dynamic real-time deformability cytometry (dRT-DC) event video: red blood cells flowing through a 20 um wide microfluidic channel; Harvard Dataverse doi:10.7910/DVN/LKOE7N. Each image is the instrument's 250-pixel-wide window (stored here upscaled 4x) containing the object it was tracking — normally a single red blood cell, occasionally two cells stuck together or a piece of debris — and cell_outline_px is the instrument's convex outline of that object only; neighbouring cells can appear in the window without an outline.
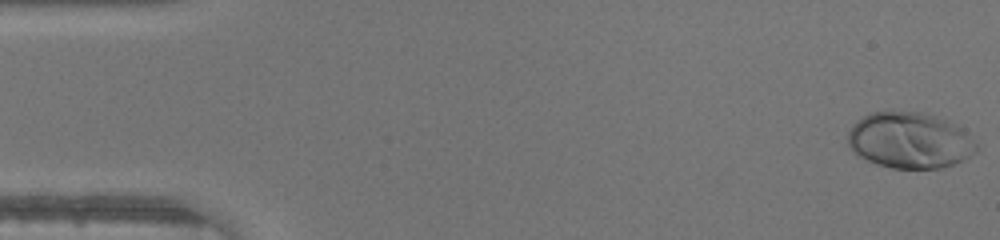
{"species": "human", "species_latin": "Homo sapiens", "temperature_condition": "warm", "stored_images_in_passage": 46, "camera_frame_rate_fps": 3000, "um_per_image_px": 0.085, "donor": {"sex": "male"}, "frame": {"image": 1, "passage_image": 1, "time_ms": 0.0, "image_size_px": [1000, 240], "cell_outline_px": [[976, 152], [952, 164], [940, 168], [892, 168], [876, 164], [856, 156], [848, 148], [848, 132], [852, 124], [856, 120], [872, 112], [920, 112], [936, 116], [956, 124], [976, 144]], "centroid_in_image_um": [77.24, 11.94], "position_along_channel_um": 7.8, "area_um2": 41.79}}
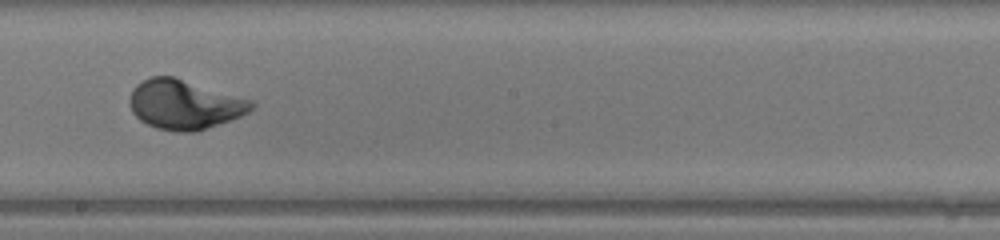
{"frame": {"image": 2, "passage_image": 26, "time_ms": 8.333, "image_size_px": [1000, 240], "cell_outline_px": [[256, 104], [248, 112], [240, 116], [196, 132], [176, 132], [156, 128], [140, 120], [132, 112], [128, 104], [128, 100], [132, 88], [136, 84], [148, 76], [172, 76], [252, 100]], "centroid_in_image_um": [15.62, 8.88], "position_along_channel_um": 232.6, "area_um2": 35.14}}
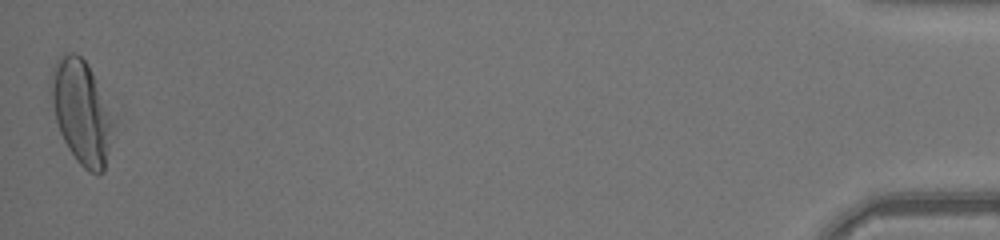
{"frame": {"image": 3, "passage_image": 46, "time_ms": 15.0, "image_size_px": [1000, 240], "cell_outline_px": [[116, 120], [104, 172], [88, 172], [76, 160], [68, 148], [60, 132], [56, 120], [52, 104], [48, 84], [52, 68], [56, 60], [64, 52], [76, 52], [88, 64]], "centroid_in_image_um": [6.92, 9.49], "position_along_channel_um": 428.3, "area_um2": 38.09}}